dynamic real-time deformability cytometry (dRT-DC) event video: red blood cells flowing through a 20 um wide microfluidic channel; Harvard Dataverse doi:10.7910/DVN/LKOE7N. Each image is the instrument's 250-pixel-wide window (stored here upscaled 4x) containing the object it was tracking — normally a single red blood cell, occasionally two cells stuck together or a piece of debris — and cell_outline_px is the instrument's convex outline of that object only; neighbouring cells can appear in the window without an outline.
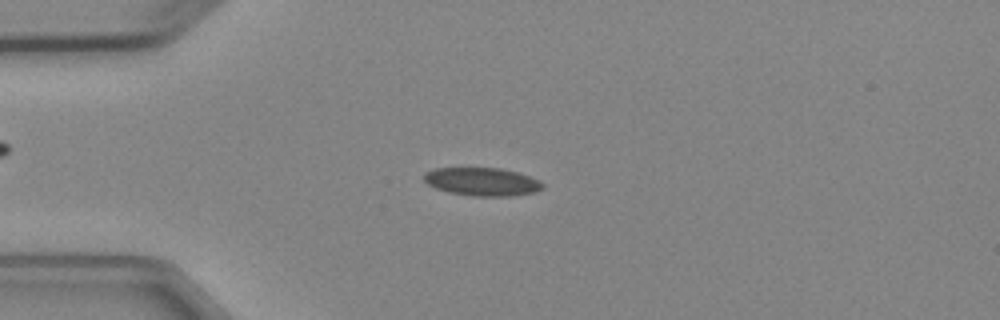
{"species": "Egyptian fruit bat (a non-hibernating species)", "species_latin": "Rousettus aegyptiacus", "temperature_condition": "cold", "stored_images_in_passage": 4, "camera_frame_rate_fps": 3000, "um_per_image_px": 0.085, "animal": {"sex": "female"}, "frame": {"image": 1, "passage_image": 3, "time_ms": 2.333, "image_size_px": [1000, 320], "cell_outline_px": [[544, 188], [536, 192], [512, 196], [472, 196], [448, 192], [436, 188], [428, 184], [424, 180], [424, 172], [436, 168], [500, 168], [520, 172], [540, 180], [544, 184]], "centroid_in_image_um": [41.03, 15.44], "position_along_channel_um": 44.0, "area_um2": 19.71}}